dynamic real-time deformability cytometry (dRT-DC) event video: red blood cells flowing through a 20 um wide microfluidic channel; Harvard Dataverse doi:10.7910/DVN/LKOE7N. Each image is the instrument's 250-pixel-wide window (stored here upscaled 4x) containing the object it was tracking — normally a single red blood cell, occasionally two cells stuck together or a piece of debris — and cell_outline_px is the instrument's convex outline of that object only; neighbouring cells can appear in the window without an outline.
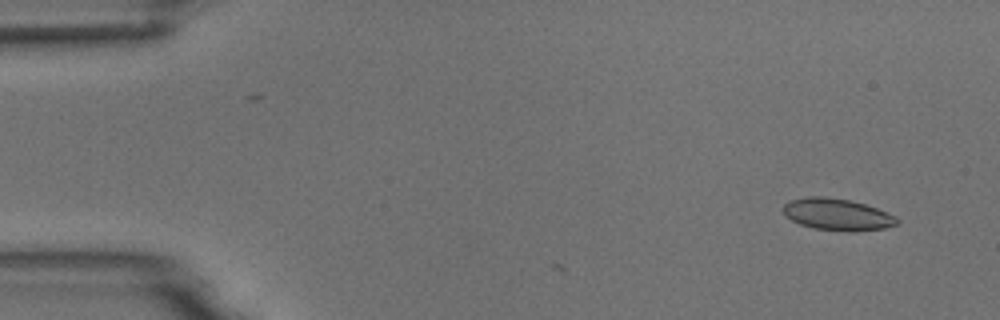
{"species": "common noctule bat (a hibernating species)", "species_latin": "Nyctalus noctula", "temperature_condition": "room temperature", "stored_images_in_passage": 2, "camera_frame_rate_fps": 3000, "um_per_image_px": 0.085, "animal": {"sex": "male", "body_mass_g": 18.8}, "frame": {"image": 1, "passage_image": 2, "time_ms": 1.0, "image_size_px": [1000, 320], "cell_outline_px": [[900, 224], [884, 228], [856, 232], [848, 232], [812, 228], [800, 224], [792, 220], [784, 212], [784, 204], [792, 200], [804, 196], [824, 196], [848, 200], [864, 204], [876, 208], [896, 216], [900, 220]], "centroid_in_image_um": [71.21, 18.24], "position_along_channel_um": 13.8, "area_um2": 21.15}}